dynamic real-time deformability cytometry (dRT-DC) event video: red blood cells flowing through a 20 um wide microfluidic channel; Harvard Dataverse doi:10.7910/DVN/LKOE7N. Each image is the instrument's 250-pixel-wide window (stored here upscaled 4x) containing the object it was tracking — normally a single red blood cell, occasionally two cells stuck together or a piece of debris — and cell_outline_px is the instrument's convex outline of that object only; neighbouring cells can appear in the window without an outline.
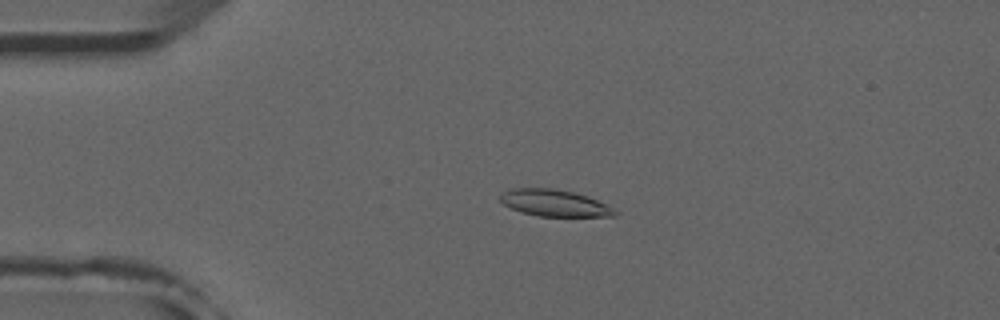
{"species": "common noctule bat (a hibernating species)", "species_latin": "Nyctalus noctula", "temperature_condition": "room temperature", "stored_images_in_passage": 52, "camera_frame_rate_fps": 3000, "um_per_image_px": 0.085, "animal": {"sex": "male", "forearm_length_mm": 52.5}, "frame": {"image": 1, "passage_image": 12, "time_ms": 3.667, "image_size_px": [1000, 320], "cell_outline_px": [[620, 212], [616, 216], [536, 216], [520, 212], [504, 204], [500, 200], [500, 192], [508, 188], [556, 188], [588, 196], [608, 204]], "centroid_in_image_um": [47.14, 17.25], "position_along_channel_um": 37.9, "area_um2": 18.15}}
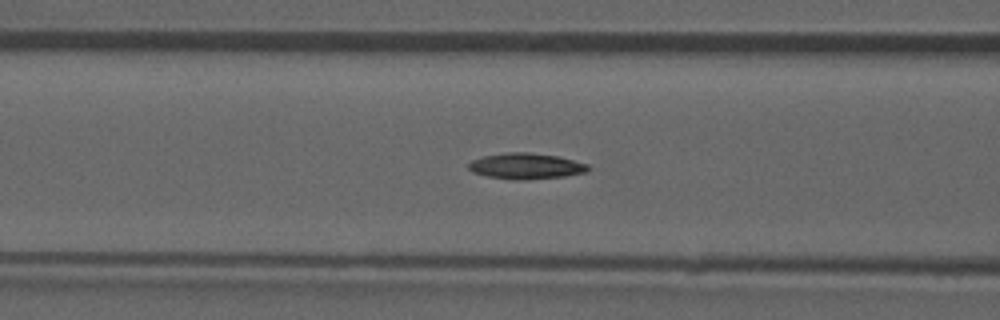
{"frame": {"image": 2, "passage_image": 21, "time_ms": 6.667, "image_size_px": [1000, 320], "cell_outline_px": [[592, 168], [588, 172], [564, 176], [524, 180], [512, 180], [488, 176], [472, 172], [468, 168], [468, 164], [472, 160], [484, 156], [508, 152], [528, 152], [556, 156], [588, 164]], "centroid_in_image_um": [44.72, 14.12], "position_along_channel_um": 121.9, "area_um2": 18.03}}
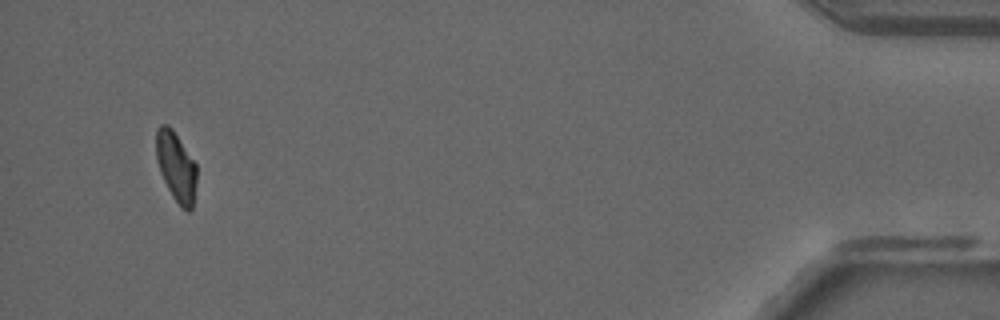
{"frame": {"image": 3, "passage_image": 50, "time_ms": 16.333, "image_size_px": [1000, 320], "cell_outline_px": [[196, 184], [192, 208], [188, 212], [180, 208], [172, 196], [160, 172], [156, 160], [156, 128], [160, 124], [168, 124], [172, 128], [196, 164]], "centroid_in_image_um": [14.96, 14.16], "position_along_channel_um": 420.2, "area_um2": 16.53}, "authors_computed_cell_mechanics": {"area_um2": 17.4845, "velocity_mm_per_s": 3.9143, "shape_relaxation_time_tau1_ms": null, "shape_relaxation_time_tau2_ms": 6.632, "deformation_change_tau1": null, "deformation_change_tau2": 0.0886}}